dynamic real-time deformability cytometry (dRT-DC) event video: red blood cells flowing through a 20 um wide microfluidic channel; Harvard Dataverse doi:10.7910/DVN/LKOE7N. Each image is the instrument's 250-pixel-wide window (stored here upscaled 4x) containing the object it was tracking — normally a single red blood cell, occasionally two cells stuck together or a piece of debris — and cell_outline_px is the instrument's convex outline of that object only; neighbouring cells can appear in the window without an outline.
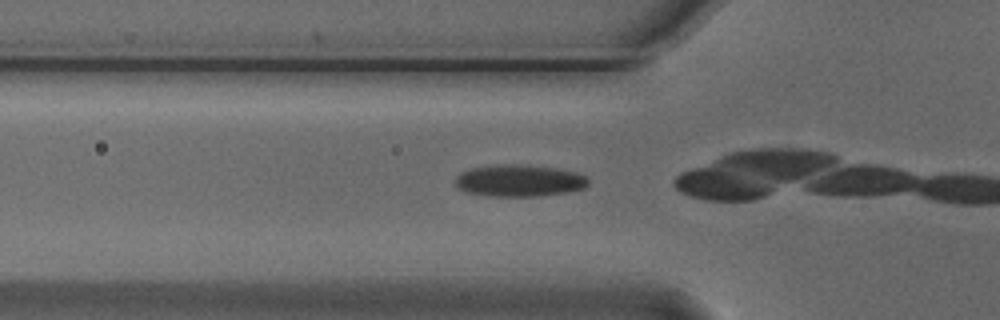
{"species": "Egyptian fruit bat (a non-hibernating species)", "species_latin": "Rousettus aegyptiacus", "temperature_condition": "cold", "stored_images_in_passage": 6, "camera_frame_rate_fps": 3000, "um_per_image_px": 0.085, "animal": {"sex": "male"}, "frame": {"image": 1, "passage_image": 2, "time_ms": 0.333, "image_size_px": [1000, 320], "cell_outline_px": [[588, 184], [584, 188], [568, 192], [536, 196], [488, 196], [468, 192], [460, 188], [456, 184], [456, 176], [460, 172], [472, 168], [496, 164], [528, 164], [556, 168], [576, 172], [588, 176]], "centroid_in_image_um": [44.17, 15.34], "position_along_channel_um": 81.6, "area_um2": 24.85}}